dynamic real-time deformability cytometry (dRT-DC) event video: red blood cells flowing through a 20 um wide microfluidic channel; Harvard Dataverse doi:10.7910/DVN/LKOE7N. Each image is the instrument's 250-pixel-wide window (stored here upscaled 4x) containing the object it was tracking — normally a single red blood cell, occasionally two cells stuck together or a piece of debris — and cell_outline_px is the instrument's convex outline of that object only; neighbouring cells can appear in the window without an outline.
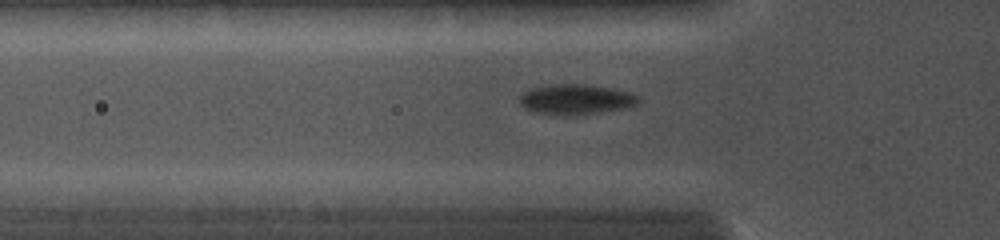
{"species": "common noctule bat (a hibernating species)", "species_latin": "Nyctalus noctula", "temperature_condition": "cold", "stored_images_in_passage": 11, "camera_frame_rate_fps": 5000, "um_per_image_px": 0.085, "animal": {"sex": "female", "body_mass_g": 19.0, "forearm_length_mm": 56.7}, "frame": {"image": 1, "passage_image": 10, "time_ms": 4.4, "image_size_px": [1000, 240], "cell_outline_px": [[640, 100], [636, 104], [628, 108], [576, 116], [564, 116], [536, 112], [524, 108], [520, 104], [520, 96], [528, 88], [552, 84], [584, 84], [612, 88], [632, 92], [640, 96]], "centroid_in_image_um": [48.98, 8.45], "position_along_channel_um": 76.8, "area_um2": 21.39}}